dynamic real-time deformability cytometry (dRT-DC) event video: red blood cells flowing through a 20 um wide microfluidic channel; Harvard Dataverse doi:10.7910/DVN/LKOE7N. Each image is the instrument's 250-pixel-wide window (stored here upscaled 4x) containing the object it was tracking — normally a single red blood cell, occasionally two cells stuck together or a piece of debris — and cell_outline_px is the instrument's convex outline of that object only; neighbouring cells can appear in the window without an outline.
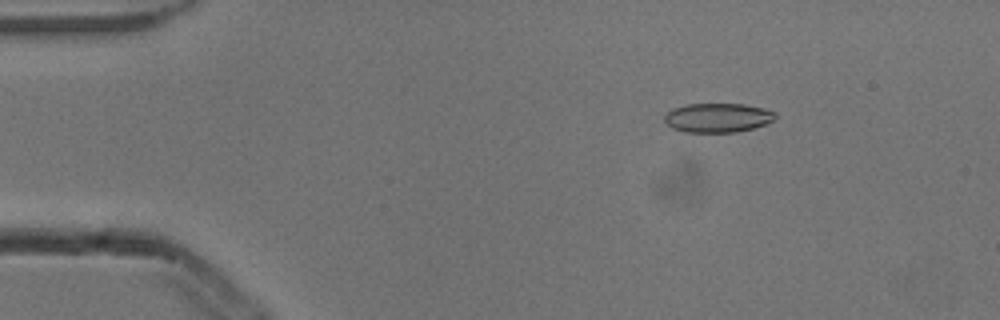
{"species": "common noctule bat (a hibernating species)", "species_latin": "Nyctalus noctula", "temperature_condition": "cold", "stored_images_in_passage": 4, "camera_frame_rate_fps": 3000, "um_per_image_px": 0.085, "animal": {"sex": "male", "body_mass_g": 13.3}, "frame": {"image": 1, "passage_image": 2, "time_ms": 0.333, "image_size_px": [1000, 320], "cell_outline_px": [[776, 120], [752, 128], [736, 132], [684, 132], [672, 128], [664, 120], [664, 116], [672, 108], [688, 104], [744, 104], [764, 108], [776, 112]], "centroid_in_image_um": [61.02, 10.0], "position_along_channel_um": 24.0, "area_um2": 18.9}}